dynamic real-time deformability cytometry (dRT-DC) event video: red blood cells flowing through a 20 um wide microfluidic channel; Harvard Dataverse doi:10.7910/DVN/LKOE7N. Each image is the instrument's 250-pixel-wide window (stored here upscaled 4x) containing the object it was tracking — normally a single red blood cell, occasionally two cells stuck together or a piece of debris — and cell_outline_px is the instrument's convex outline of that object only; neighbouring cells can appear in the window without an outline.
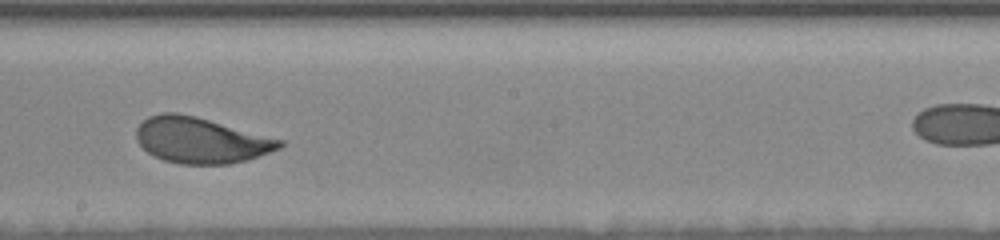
{"species": "human", "species_latin": "Homo sapiens", "temperature_condition": "room temperature", "stored_images_in_passage": 16, "camera_frame_rate_fps": 3000, "um_per_image_px": 0.085, "donor": {"sex": "female"}, "frame": {"image": 1, "passage_image": 10, "time_ms": 8.333, "image_size_px": [1000, 240], "cell_outline_px": [[284, 144], [280, 148], [248, 160], [228, 164], [180, 164], [164, 160], [148, 152], [136, 140], [136, 128], [148, 116], [164, 112], [176, 112], [196, 116], [284, 140]], "centroid_in_image_um": [17.07, 11.92], "position_along_channel_um": 231.1, "area_um2": 38.21}}
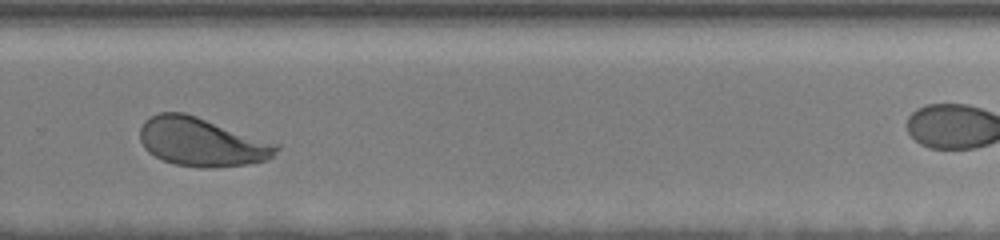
{"frame": {"image": 2, "passage_image": 12, "time_ms": 10.667, "image_size_px": [1000, 240], "cell_outline_px": [[280, 148], [268, 160], [248, 164], [216, 168], [200, 168], [176, 164], [164, 160], [148, 152], [144, 148], [140, 140], [140, 128], [144, 120], [148, 116], [160, 112], [184, 112], [280, 144]], "centroid_in_image_um": [17.14, 12.07], "position_along_channel_um": 312.7, "area_um2": 38.84}}